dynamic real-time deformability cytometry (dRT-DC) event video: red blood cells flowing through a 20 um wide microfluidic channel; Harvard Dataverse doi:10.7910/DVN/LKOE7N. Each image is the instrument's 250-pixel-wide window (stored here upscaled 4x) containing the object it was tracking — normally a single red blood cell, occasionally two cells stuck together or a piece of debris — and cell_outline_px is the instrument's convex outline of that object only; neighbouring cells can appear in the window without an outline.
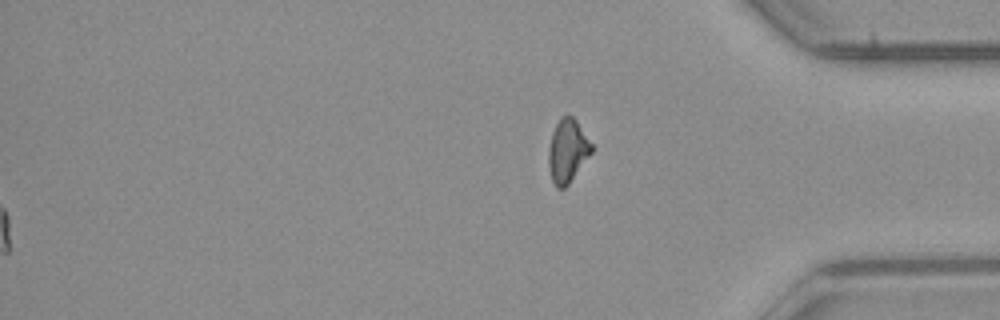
{"species": "common noctule bat (a hibernating species)", "species_latin": "Nyctalus noctula", "temperature_condition": "room temperature", "stored_images_in_passage": 55, "segment_of_instrument_passage": [2, 2], "camera_frame_rate_fps": 3000, "um_per_image_px": 0.085, "animal": {"sex": "male", "body_mass_g": 23.1, "forearm_length_mm": 52.7}, "frame": {"image": 1, "passage_image": 55, "time_ms": 18.0, "image_size_px": [1000, 320], "cell_outline_px": [[596, 148], [568, 184], [564, 188], [556, 188], [552, 180], [548, 164], [548, 148], [552, 132], [560, 116], [572, 116], [576, 120]], "centroid_in_image_um": [48.26, 12.81], "position_along_channel_um": 386.9, "area_um2": 16.07}}